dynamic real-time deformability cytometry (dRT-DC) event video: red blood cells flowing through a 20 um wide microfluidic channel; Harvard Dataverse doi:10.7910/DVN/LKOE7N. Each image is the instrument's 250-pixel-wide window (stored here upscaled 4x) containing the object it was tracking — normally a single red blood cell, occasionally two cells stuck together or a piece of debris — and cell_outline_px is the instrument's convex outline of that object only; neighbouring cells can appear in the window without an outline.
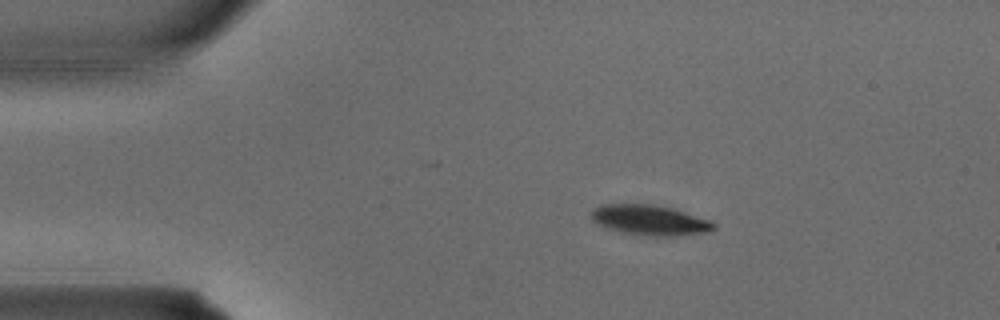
{"species": "common noctule bat (a hibernating species)", "species_latin": "Nyctalus noctula", "temperature_condition": "warm", "stored_images_in_passage": 2, "segment_of_instrument_passage": [1, 2], "camera_frame_rate_fps": 3000, "um_per_image_px": 0.085, "animal": {"sex": "male", "body_mass_g": 15.6}, "frame": {"image": 1, "passage_image": 1, "time_ms": 0.0, "image_size_px": [1000, 320], "cell_outline_px": [[716, 228], [704, 232], [672, 236], [652, 236], [624, 232], [608, 228], [592, 220], [592, 212], [600, 204], [652, 204], [672, 208], [712, 220], [716, 224]], "centroid_in_image_um": [55.28, 18.7], "position_along_channel_um": 29.7, "area_um2": 21.27}}